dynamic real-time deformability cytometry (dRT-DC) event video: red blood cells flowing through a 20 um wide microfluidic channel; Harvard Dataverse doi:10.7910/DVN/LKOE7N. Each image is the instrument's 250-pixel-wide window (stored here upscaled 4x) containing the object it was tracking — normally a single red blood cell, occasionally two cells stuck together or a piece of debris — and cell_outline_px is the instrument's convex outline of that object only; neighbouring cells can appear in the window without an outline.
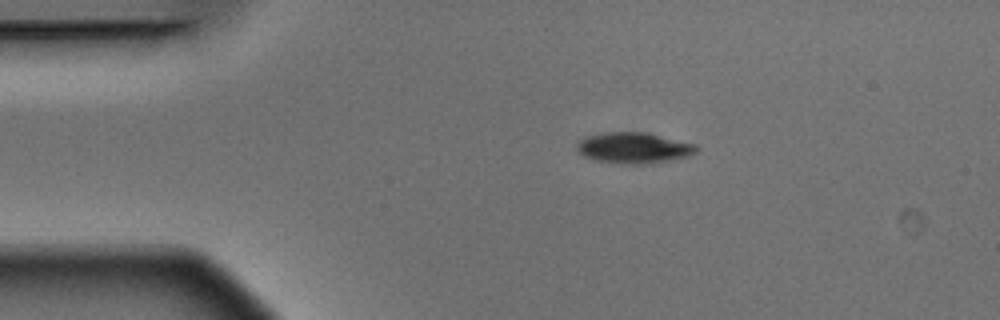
{"species": "Egyptian fruit bat (a non-hibernating species)", "species_latin": "Rousettus aegyptiacus", "temperature_condition": "warm", "stored_images_in_passage": 5, "camera_frame_rate_fps": 3000, "um_per_image_px": 0.085, "animal": {"sex": "male"}, "frame": {"image": 1, "passage_image": 3, "time_ms": 0.667, "image_size_px": [1000, 320], "cell_outline_px": [[700, 148], [696, 152], [688, 156], [656, 164], [620, 164], [596, 160], [584, 156], [576, 148], [576, 144], [584, 136], [604, 132], [648, 132], [696, 144]], "centroid_in_image_um": [53.9, 12.57], "position_along_channel_um": 31.1, "area_um2": 21.96}}
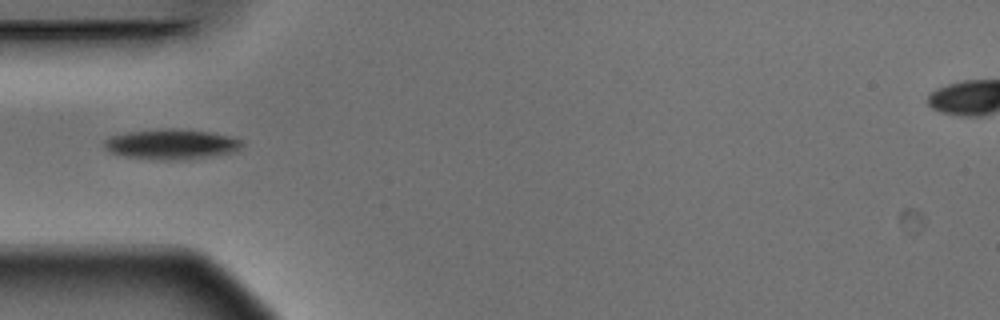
{"frame": {"image": 2, "passage_image": 5, "time_ms": 1.333, "image_size_px": [1000, 320], "cell_outline_px": [[244, 144], [236, 152], [212, 156], [184, 160], [152, 160], [124, 156], [108, 152], [104, 148], [104, 140], [108, 136], [128, 132], [168, 128], [176, 128], [208, 132], [236, 136], [244, 140]], "centroid_in_image_um": [14.6, 12.27], "position_along_channel_um": 70.4, "area_um2": 24.85}}